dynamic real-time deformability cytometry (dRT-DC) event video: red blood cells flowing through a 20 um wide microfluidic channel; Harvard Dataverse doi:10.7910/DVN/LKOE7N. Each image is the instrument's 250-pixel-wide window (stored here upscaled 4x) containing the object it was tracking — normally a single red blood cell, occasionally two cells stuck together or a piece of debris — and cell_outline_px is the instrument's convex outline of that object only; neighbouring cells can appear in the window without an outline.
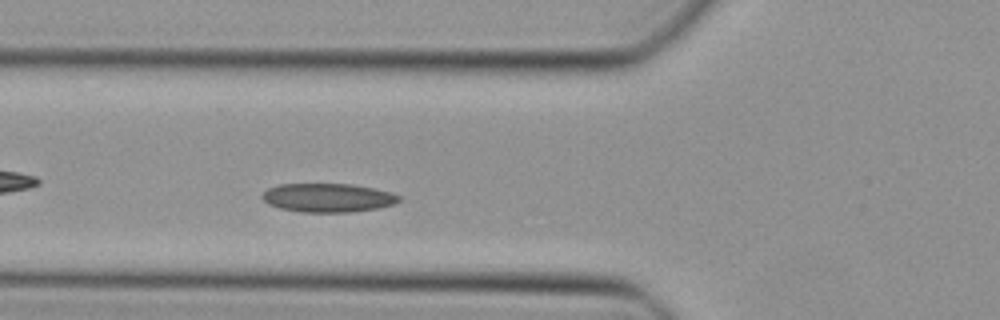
{"species": "Egyptian fruit bat (a non-hibernating species)", "species_latin": "Rousettus aegyptiacus", "temperature_condition": "cold", "stored_images_in_passage": 39, "camera_frame_rate_fps": 3000, "um_per_image_px": 0.085, "animal": {"sex": "female"}, "frame": {"image": 1, "passage_image": 8, "time_ms": 2.333, "image_size_px": [1000, 320], "cell_outline_px": [[400, 200], [392, 204], [380, 208], [352, 212], [300, 212], [280, 208], [268, 204], [260, 196], [268, 188], [280, 184], [352, 184], [376, 188], [392, 192], [400, 196]], "centroid_in_image_um": [27.88, 16.8], "position_along_channel_um": 97.9, "area_um2": 23.06}}
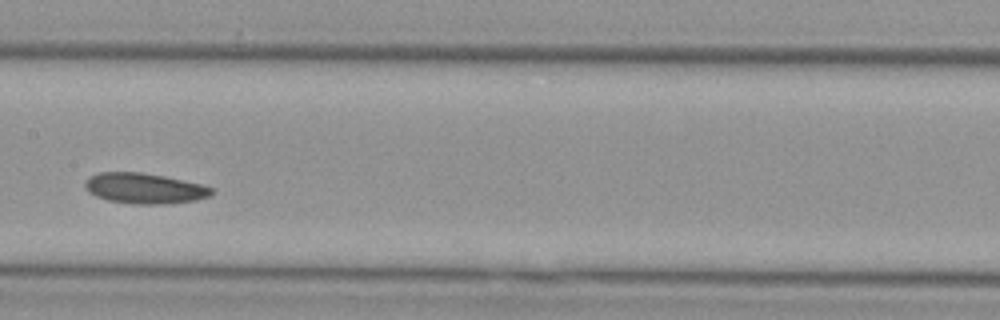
{"frame": {"image": 2, "passage_image": 15, "time_ms": 4.667, "image_size_px": [1000, 320], "cell_outline_px": [[212, 192], [208, 196], [196, 200], [172, 204], [136, 204], [108, 200], [96, 196], [88, 192], [84, 188], [84, 184], [88, 176], [100, 172], [140, 172], [164, 176], [200, 184], [212, 188]], "centroid_in_image_um": [12.23, 16.01], "position_along_channel_um": 195.2, "area_um2": 22.48}}
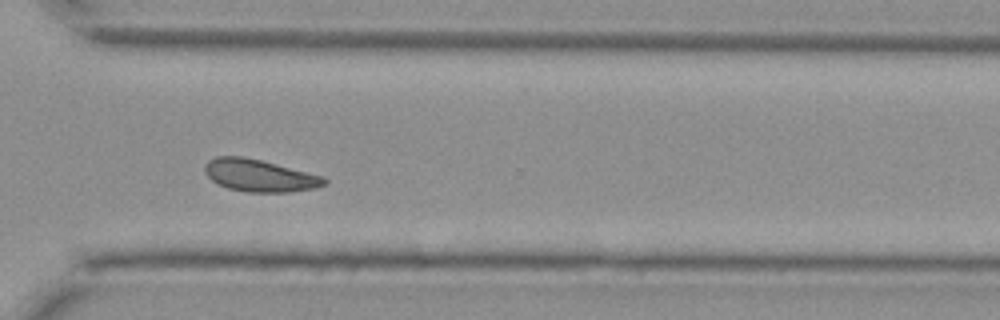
{"frame": {"image": 3, "passage_image": 26, "time_ms": 8.333, "image_size_px": [1000, 320], "cell_outline_px": [[328, 184], [316, 188], [288, 192], [248, 192], [228, 188], [216, 184], [204, 172], [204, 168], [208, 160], [216, 156], [240, 156], [260, 160], [324, 176], [328, 180]], "centroid_in_image_um": [22.07, 14.93], "position_along_channel_um": 348.5, "area_um2": 22.48}}